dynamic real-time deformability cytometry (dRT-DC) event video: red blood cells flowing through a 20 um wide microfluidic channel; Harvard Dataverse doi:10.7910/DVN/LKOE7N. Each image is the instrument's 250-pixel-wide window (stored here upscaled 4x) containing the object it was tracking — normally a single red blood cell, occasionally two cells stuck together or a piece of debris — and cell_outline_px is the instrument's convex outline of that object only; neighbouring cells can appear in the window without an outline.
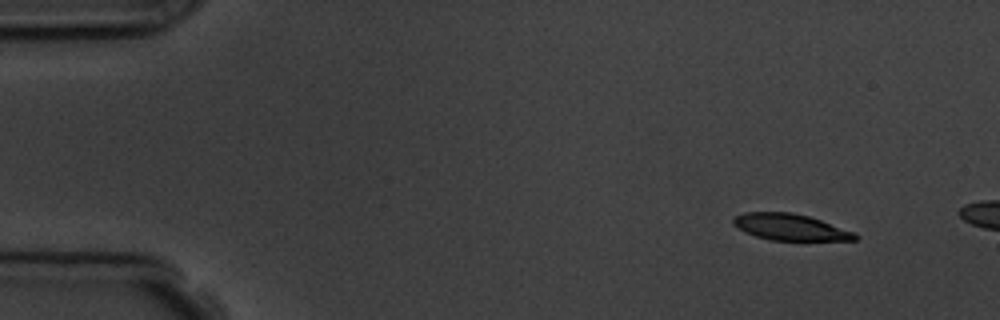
{"species": "common noctule bat (a hibernating species)", "species_latin": "Nyctalus noctula", "temperature_condition": "room temperature", "stored_images_in_passage": 3, "camera_frame_rate_fps": 3000, "um_per_image_px": 0.085, "animal": {"sex": "male", "body_mass_g": 19.5, "forearm_length_mm": 54.6}, "frame": {"image": 1, "passage_image": 1, "time_ms": 0.0, "image_size_px": [1000, 320], "cell_outline_px": [[860, 236], [856, 240], [772, 240], [756, 236], [744, 232], [732, 224], [732, 220], [736, 216], [744, 212], [792, 212], [808, 216], [856, 232]], "centroid_in_image_um": [67.18, 19.3], "position_along_channel_um": 17.8, "area_um2": 18.73}}